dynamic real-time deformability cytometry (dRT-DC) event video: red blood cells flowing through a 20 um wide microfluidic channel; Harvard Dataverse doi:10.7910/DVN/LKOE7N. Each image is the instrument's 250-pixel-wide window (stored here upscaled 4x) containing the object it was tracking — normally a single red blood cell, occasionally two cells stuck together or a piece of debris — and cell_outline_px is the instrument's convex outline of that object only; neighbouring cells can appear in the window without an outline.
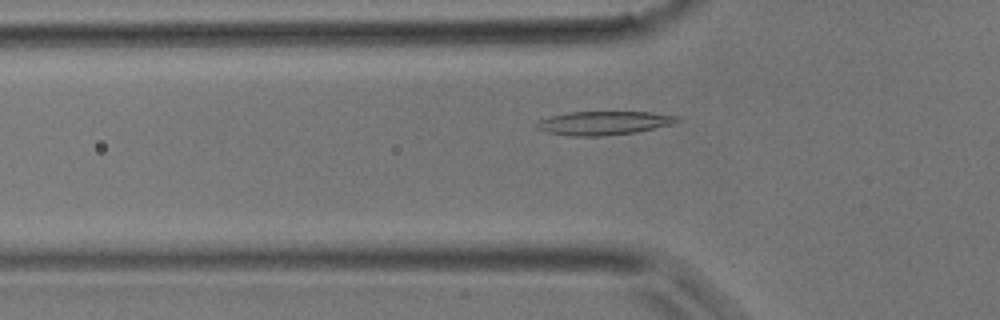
{"species": "common noctule bat (a hibernating species)", "species_latin": "Nyctalus noctula", "temperature_condition": "room temperature", "stored_images_in_passage": 38, "camera_frame_rate_fps": 3000, "um_per_image_px": 0.085, "animal": {"sex": "male", "body_mass_g": 17.9}, "frame": {"image": 1, "passage_image": 11, "time_ms": 3.333, "image_size_px": [1000, 320], "cell_outline_px": [[680, 120], [676, 124], [636, 132], [604, 136], [568, 136], [544, 132], [536, 128], [532, 124], [540, 120], [552, 116], [572, 112], [652, 112], [680, 116]], "centroid_in_image_um": [51.34, 10.46], "position_along_channel_um": 74.5, "area_um2": 19.71}}
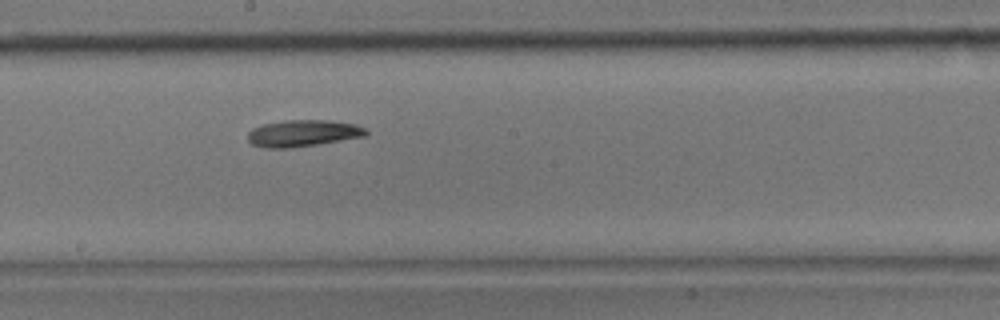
{"frame": {"image": 2, "passage_image": 20, "time_ms": 6.333, "image_size_px": [1000, 320], "cell_outline_px": [[368, 136], [292, 148], [264, 148], [252, 144], [248, 140], [248, 132], [252, 128], [264, 124], [284, 120], [328, 120], [356, 124], [364, 128], [368, 132]], "centroid_in_image_um": [25.76, 11.33], "position_along_channel_um": 222.4, "area_um2": 18.5}}
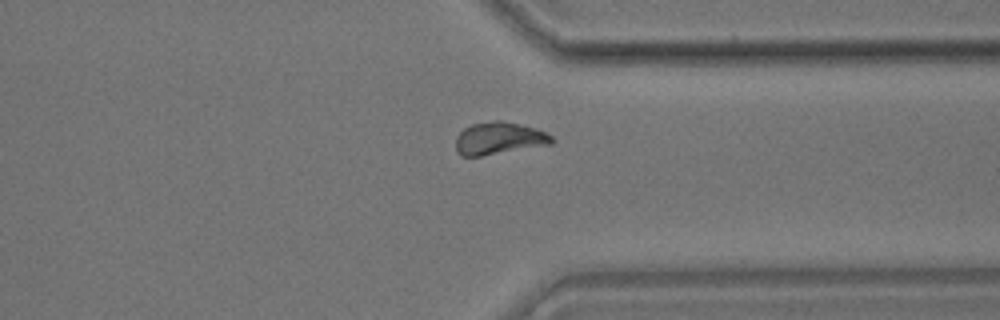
{"frame": {"image": 3, "passage_image": 29, "time_ms": 9.333, "image_size_px": [1000, 320], "cell_outline_px": [[556, 140], [552, 144], [480, 156], [460, 156], [456, 152], [456, 136], [464, 128], [472, 124], [492, 120], [500, 120], [520, 124], [536, 128], [552, 136]], "centroid_in_image_um": [42.41, 11.75], "position_along_channel_um": 369.0, "area_um2": 18.21}}